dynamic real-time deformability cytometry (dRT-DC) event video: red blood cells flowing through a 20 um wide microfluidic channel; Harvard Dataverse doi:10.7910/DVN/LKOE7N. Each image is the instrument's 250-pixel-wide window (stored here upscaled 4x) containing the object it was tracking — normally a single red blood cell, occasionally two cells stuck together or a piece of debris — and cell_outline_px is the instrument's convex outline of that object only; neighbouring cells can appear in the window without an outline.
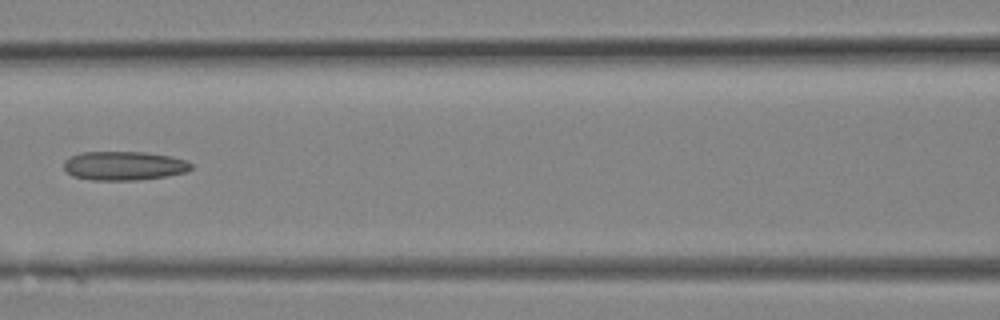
{"species": "Egyptian fruit bat (a non-hibernating species)", "species_latin": "Rousettus aegyptiacus", "temperature_condition": "room temperature", "stored_images_in_passage": 15, "camera_frame_rate_fps": 3000, "um_per_image_px": 0.085, "animal": {"sex": "female"}, "frame": {"image": 1, "passage_image": 11, "time_ms": 3.333, "image_size_px": [1000, 320], "cell_outline_px": [[192, 168], [188, 172], [164, 176], [136, 180], [92, 180], [72, 176], [64, 168], [64, 160], [80, 152], [144, 152], [172, 156], [184, 160], [192, 164]], "centroid_in_image_um": [10.54, 14.09], "position_along_channel_um": 156.1, "area_um2": 21.44}}
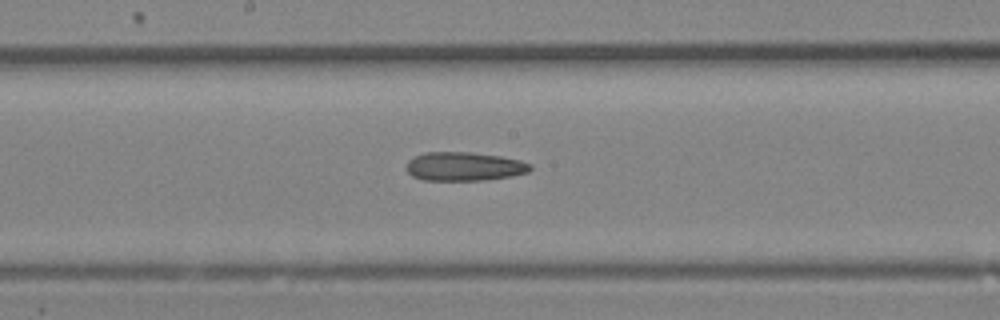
{"frame": {"image": 2, "passage_image": 13, "time_ms": 4.0, "image_size_px": [1000, 320], "cell_outline_px": [[532, 168], [528, 172], [512, 176], [484, 180], [424, 180], [412, 176], [404, 168], [408, 160], [412, 156], [424, 152], [472, 152], [500, 156], [520, 160], [532, 164]], "centroid_in_image_um": [39.42, 14.14], "position_along_channel_um": 208.8, "area_um2": 21.04}}
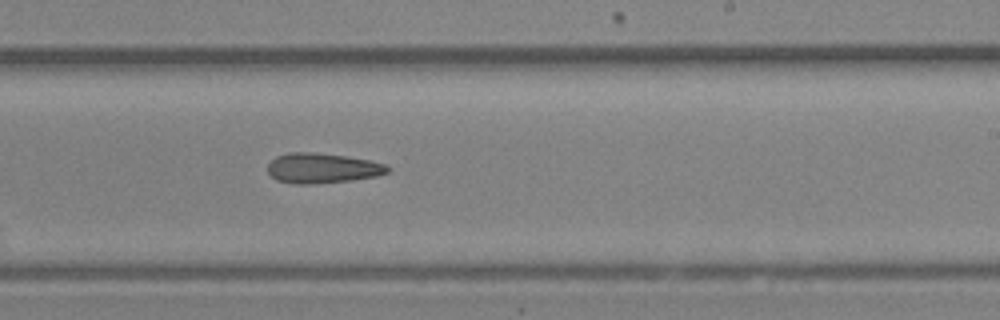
{"frame": {"image": 3, "passage_image": 15, "time_ms": 4.667, "image_size_px": [1000, 320], "cell_outline_px": [[392, 168], [388, 172], [376, 176], [352, 180], [312, 184], [296, 184], [276, 180], [268, 172], [268, 164], [276, 156], [288, 152], [312, 152], [344, 156], [368, 160], [384, 164]], "centroid_in_image_um": [27.38, 14.29], "position_along_channel_um": 261.6, "area_um2": 20.92}}